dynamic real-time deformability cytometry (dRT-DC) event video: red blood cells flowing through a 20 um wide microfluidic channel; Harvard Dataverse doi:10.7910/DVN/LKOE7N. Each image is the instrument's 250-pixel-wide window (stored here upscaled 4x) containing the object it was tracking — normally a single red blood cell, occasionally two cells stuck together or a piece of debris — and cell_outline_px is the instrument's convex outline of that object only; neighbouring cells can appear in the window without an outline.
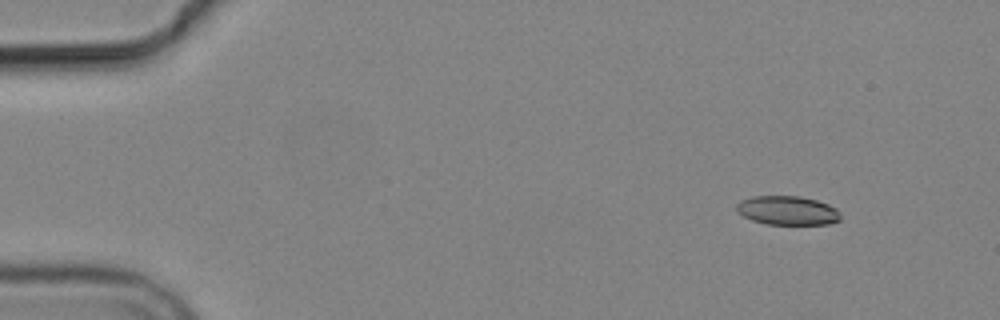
{"species": "common noctule bat (a hibernating species)", "species_latin": "Nyctalus noctula", "temperature_condition": "cold", "stored_images_in_passage": 4, "camera_frame_rate_fps": 3000, "um_per_image_px": 0.085, "animal": {"sex": "male", "body_mass_g": 19.2, "forearm_length_mm": 51.8}, "frame": {"image": 1, "passage_image": 1, "time_ms": 0.0, "image_size_px": [1000, 320], "cell_outline_px": [[840, 220], [828, 224], [768, 224], [752, 220], [736, 212], [736, 204], [740, 200], [752, 196], [800, 196], [816, 200], [828, 204], [836, 208], [840, 216]], "centroid_in_image_um": [66.91, 17.88], "position_along_channel_um": 18.1, "area_um2": 17.57}}
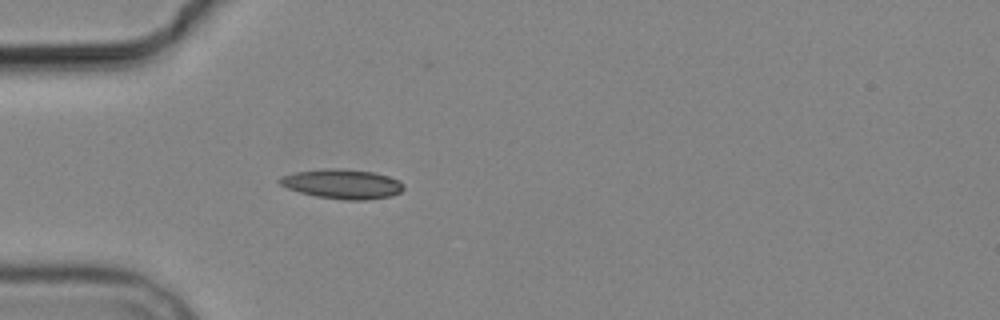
{"frame": {"image": 2, "passage_image": 4, "time_ms": 3.667, "image_size_px": [1000, 320], "cell_outline_px": [[404, 188], [400, 192], [392, 196], [368, 200], [344, 200], [316, 196], [300, 192], [288, 188], [280, 184], [276, 180], [280, 176], [296, 172], [332, 168], [344, 168], [372, 172], [388, 176], [400, 180], [404, 184]], "centroid_in_image_um": [29.12, 15.64], "position_along_channel_um": 55.9, "area_um2": 21.44}}